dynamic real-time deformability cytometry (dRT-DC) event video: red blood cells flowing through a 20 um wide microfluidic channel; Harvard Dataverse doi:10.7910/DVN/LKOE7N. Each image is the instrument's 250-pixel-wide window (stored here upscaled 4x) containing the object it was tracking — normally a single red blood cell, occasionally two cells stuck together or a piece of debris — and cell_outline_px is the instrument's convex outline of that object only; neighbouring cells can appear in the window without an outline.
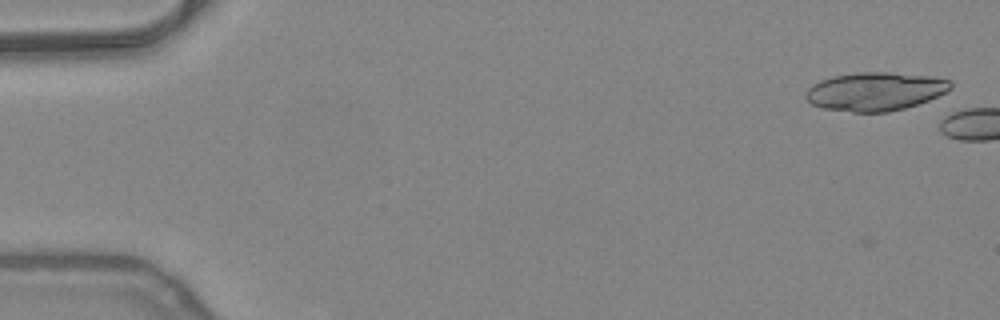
{"species": "common noctule bat (a hibernating species)", "species_latin": "Nyctalus noctula", "temperature_condition": "warm", "stored_images_in_passage": 4, "camera_frame_rate_fps": 3000, "um_per_image_px": 0.085, "animal": {"sex": "female", "body_mass_g": 24.6, "forearm_length_mm": 56.2}, "frame": {"image": 1, "passage_image": 1, "time_ms": 0.0, "image_size_px": [1000, 320], "cell_outline_px": [[952, 88], [928, 100], [904, 108], [888, 112], [852, 112], [824, 108], [812, 104], [804, 96], [808, 88], [812, 84], [820, 80], [832, 76], [856, 72], [888, 72], [932, 76], [952, 80]], "centroid_in_image_um": [74.38, 7.76], "position_along_channel_um": 10.6, "area_um2": 32.48}}